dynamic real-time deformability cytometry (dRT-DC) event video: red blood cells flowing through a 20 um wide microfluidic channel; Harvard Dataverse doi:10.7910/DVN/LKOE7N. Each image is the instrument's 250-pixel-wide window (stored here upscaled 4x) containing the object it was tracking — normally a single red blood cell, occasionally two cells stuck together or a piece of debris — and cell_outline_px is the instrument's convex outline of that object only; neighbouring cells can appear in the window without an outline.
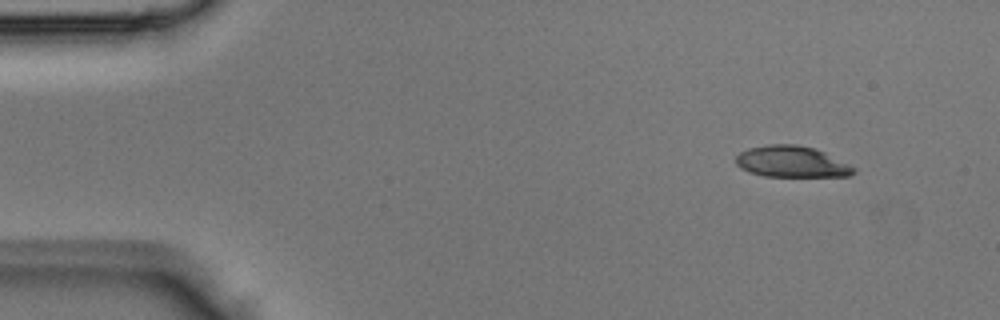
{"species": "Egyptian fruit bat (a non-hibernating species)", "species_latin": "Rousettus aegyptiacus", "temperature_condition": "room temperature", "stored_images_in_passage": 3, "camera_frame_rate_fps": 3000, "um_per_image_px": 0.085, "animal": {"sex": "male"}, "frame": {"image": 1, "passage_image": 1, "time_ms": 0.0, "image_size_px": [1000, 320], "cell_outline_px": [[856, 172], [848, 176], [764, 176], [748, 172], [740, 168], [736, 164], [736, 156], [740, 152], [748, 148], [768, 144], [796, 144], [812, 148], [824, 152], [856, 168]], "centroid_in_image_um": [67.26, 13.74], "position_along_channel_um": 17.7, "area_um2": 21.39}}